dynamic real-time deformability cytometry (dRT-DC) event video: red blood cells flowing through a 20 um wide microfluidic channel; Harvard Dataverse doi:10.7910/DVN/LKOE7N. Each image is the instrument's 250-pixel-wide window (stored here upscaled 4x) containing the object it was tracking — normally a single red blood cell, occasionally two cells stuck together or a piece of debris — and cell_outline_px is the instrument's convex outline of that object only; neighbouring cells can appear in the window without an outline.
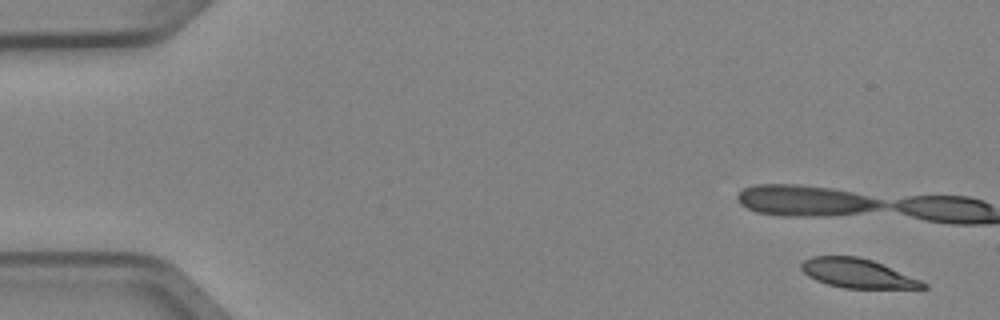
{"species": "Egyptian fruit bat (a non-hibernating species)", "species_latin": "Rousettus aegyptiacus", "temperature_condition": "cold", "stored_images_in_passage": 5, "camera_frame_rate_fps": 3000, "um_per_image_px": 0.085, "animal": {"sex": "female"}, "frame": {"image": 1, "passage_image": 1, "time_ms": 0.0, "image_size_px": [1000, 320], "cell_outline_px": [[928, 288], [844, 288], [828, 284], [816, 280], [808, 276], [800, 268], [800, 264], [804, 260], [812, 256], [856, 256], [872, 260], [920, 280], [928, 284]], "centroid_in_image_um": [72.85, 23.23], "position_along_channel_um": 12.1, "area_um2": 20.46}}